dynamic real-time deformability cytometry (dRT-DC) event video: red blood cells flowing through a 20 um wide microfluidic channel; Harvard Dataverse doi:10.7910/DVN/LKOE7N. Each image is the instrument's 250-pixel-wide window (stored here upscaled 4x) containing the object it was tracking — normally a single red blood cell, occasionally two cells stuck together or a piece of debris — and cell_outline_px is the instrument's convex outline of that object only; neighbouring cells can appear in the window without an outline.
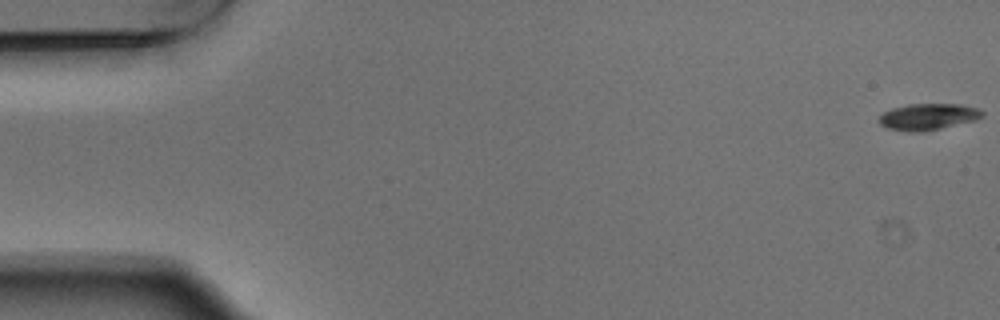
{"species": "Egyptian fruit bat (a non-hibernating species)", "species_latin": "Rousettus aegyptiacus", "temperature_condition": "warm", "stored_images_in_passage": 6, "camera_frame_rate_fps": 3000, "um_per_image_px": 0.085, "animal": {"sex": "male"}, "frame": {"image": 1, "passage_image": 1, "time_ms": 0.0, "image_size_px": [1000, 320], "cell_outline_px": [[984, 116], [972, 120], [924, 132], [908, 132], [888, 128], [880, 124], [880, 116], [884, 112], [892, 108], [908, 104], [960, 104], [976, 108], [984, 112]], "centroid_in_image_um": [78.86, 9.92], "position_along_channel_um": 6.1, "area_um2": 15.66}}
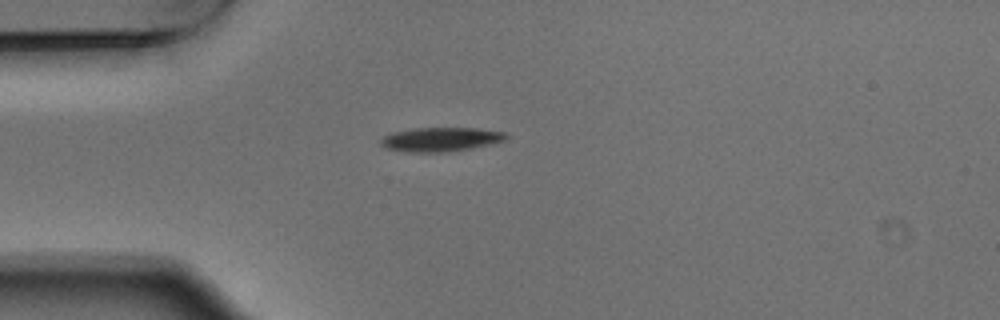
{"frame": {"image": 2, "passage_image": 5, "time_ms": 1.333, "image_size_px": [1000, 320], "cell_outline_px": [[508, 136], [504, 140], [492, 144], [472, 148], [444, 152], [404, 152], [388, 148], [380, 144], [380, 140], [384, 136], [392, 132], [416, 128], [476, 128], [508, 132]], "centroid_in_image_um": [37.48, 11.84], "position_along_channel_um": 47.5, "area_um2": 17.63}}